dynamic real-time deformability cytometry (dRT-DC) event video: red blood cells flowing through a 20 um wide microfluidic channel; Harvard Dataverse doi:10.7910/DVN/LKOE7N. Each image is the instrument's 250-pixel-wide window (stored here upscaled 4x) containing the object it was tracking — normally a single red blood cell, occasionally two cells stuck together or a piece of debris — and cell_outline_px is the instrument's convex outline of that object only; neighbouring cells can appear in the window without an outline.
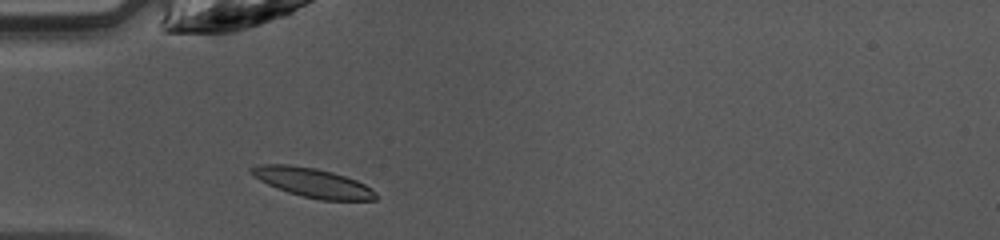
{"species": "common noctule bat (a hibernating species)", "species_latin": "Nyctalus noctula", "temperature_condition": "warm", "stored_images_in_passage": 24, "camera_frame_rate_fps": 3000, "um_per_image_px": 0.085, "animal": {"sex": "female", "body_mass_g": 10.0, "forearm_length_mm": 53.1}, "frame": {"image": 1, "passage_image": 1, "time_ms": 0.0, "image_size_px": [1000, 240], "cell_outline_px": [[380, 196], [376, 200], [320, 200], [288, 192], [276, 188], [252, 176], [248, 172], [248, 168], [260, 164], [288, 164], [316, 168], [332, 172], [356, 180], [364, 184], [376, 192]], "centroid_in_image_um": [26.56, 15.52], "position_along_channel_um": 58.4, "area_um2": 21.27}}
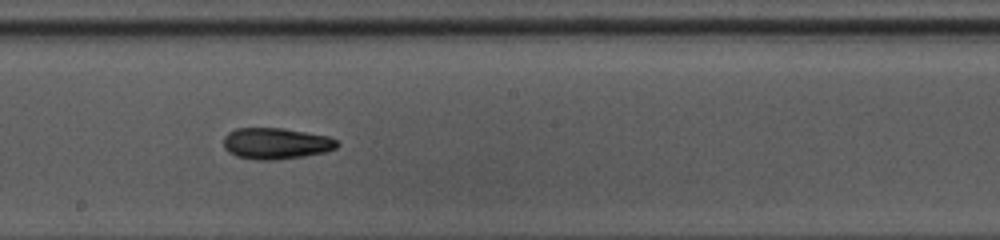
{"frame": {"image": 2, "passage_image": 13, "time_ms": 4.0, "image_size_px": [1000, 240], "cell_outline_px": [[340, 144], [336, 148], [324, 152], [304, 156], [276, 160], [256, 160], [236, 156], [228, 152], [224, 148], [224, 136], [228, 132], [236, 128], [284, 128], [328, 136], [336, 140]], "centroid_in_image_um": [23.44, 12.19], "position_along_channel_um": 224.8, "area_um2": 20.81}}
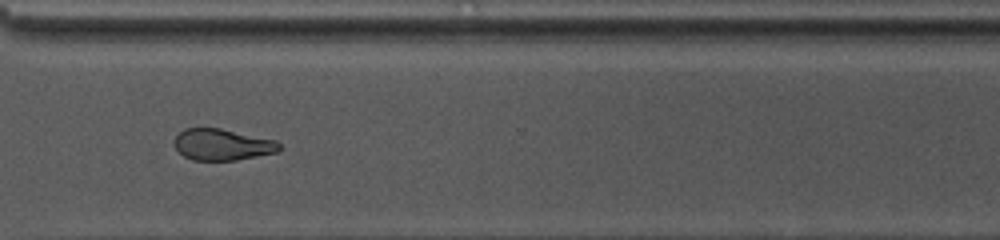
{"frame": {"image": 3, "passage_image": 22, "time_ms": 7.0, "image_size_px": [1000, 240], "cell_outline_px": [[280, 148], [276, 152], [236, 160], [192, 160], [184, 156], [176, 148], [176, 136], [184, 128], [220, 128], [276, 140], [280, 144]], "centroid_in_image_um": [18.9, 12.29], "position_along_channel_um": 351.7, "area_um2": 18.96}, "authors_computed_cell_mechanics": {"area_um2": 20.3745, "velocity_mm_per_s": 4.2428, "shape_relaxation_time_tau1_ms": 7.2154, "shape_relaxation_time_tau2_ms": 6.6565, "deformation_change_tau1": 0.1692, "deformation_change_tau2": 0.1647}}